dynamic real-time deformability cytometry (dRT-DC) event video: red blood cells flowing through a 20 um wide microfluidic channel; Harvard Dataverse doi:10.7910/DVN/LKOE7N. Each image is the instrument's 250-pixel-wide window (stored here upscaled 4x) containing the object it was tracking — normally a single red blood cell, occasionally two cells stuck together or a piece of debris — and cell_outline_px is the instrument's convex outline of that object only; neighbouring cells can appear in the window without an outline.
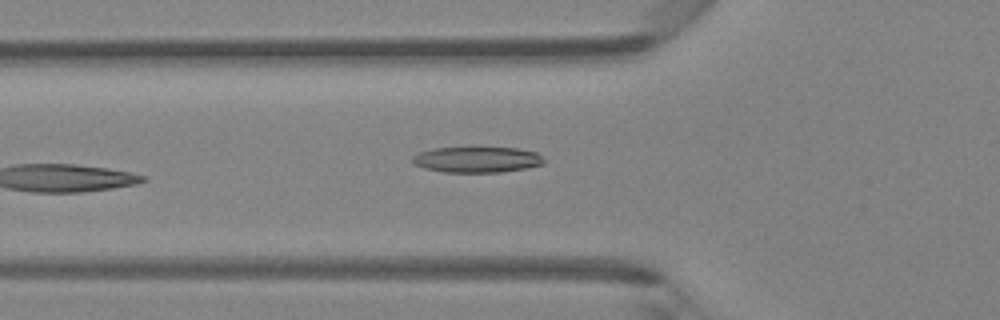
{"species": "Egyptian fruit bat (a non-hibernating species)", "species_latin": "Rousettus aegyptiacus", "temperature_condition": "room temperature", "stored_images_in_passage": 6, "camera_frame_rate_fps": 3000, "um_per_image_px": 0.085, "animal": {"sex": "female"}, "frame": {"image": 1, "passage_image": 6, "time_ms": 6.0, "image_size_px": [1000, 320], "cell_outline_px": [[548, 160], [544, 164], [528, 168], [500, 172], [444, 172], [424, 168], [412, 164], [412, 156], [420, 152], [432, 148], [472, 144], [516, 148], [536, 152]], "centroid_in_image_um": [40.55, 13.51], "position_along_channel_um": 85.2, "area_um2": 21.1}}